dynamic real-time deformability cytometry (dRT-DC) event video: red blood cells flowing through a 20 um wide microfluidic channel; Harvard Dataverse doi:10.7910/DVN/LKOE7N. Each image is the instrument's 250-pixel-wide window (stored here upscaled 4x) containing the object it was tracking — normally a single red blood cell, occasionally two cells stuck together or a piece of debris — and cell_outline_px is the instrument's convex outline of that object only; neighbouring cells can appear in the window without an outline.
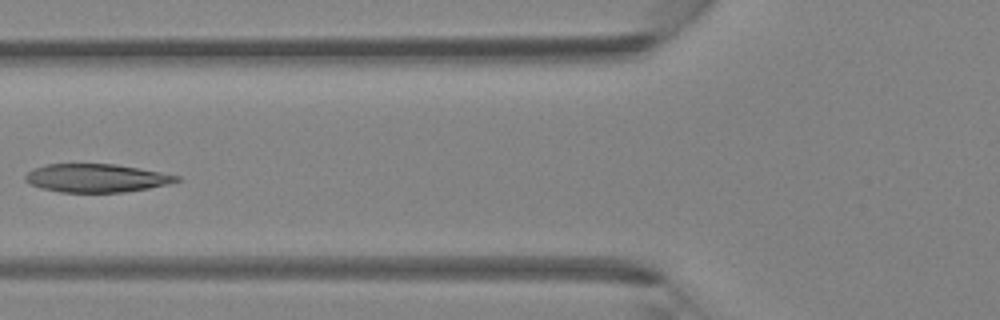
{"species": "Egyptian fruit bat (a non-hibernating species)", "species_latin": "Rousettus aegyptiacus", "temperature_condition": "room temperature", "stored_images_in_passage": 5, "camera_frame_rate_fps": 3000, "um_per_image_px": 0.085, "animal": {"sex": "female"}, "frame": {"image": 1, "passage_image": 5, "time_ms": 1.333, "image_size_px": [1000, 320], "cell_outline_px": [[180, 180], [168, 184], [148, 188], [124, 192], [60, 192], [40, 188], [28, 184], [24, 180], [24, 176], [32, 168], [44, 164], [116, 164], [140, 168], [180, 176]], "centroid_in_image_um": [8.13, 15.13], "position_along_channel_um": 117.7, "area_um2": 25.09}}